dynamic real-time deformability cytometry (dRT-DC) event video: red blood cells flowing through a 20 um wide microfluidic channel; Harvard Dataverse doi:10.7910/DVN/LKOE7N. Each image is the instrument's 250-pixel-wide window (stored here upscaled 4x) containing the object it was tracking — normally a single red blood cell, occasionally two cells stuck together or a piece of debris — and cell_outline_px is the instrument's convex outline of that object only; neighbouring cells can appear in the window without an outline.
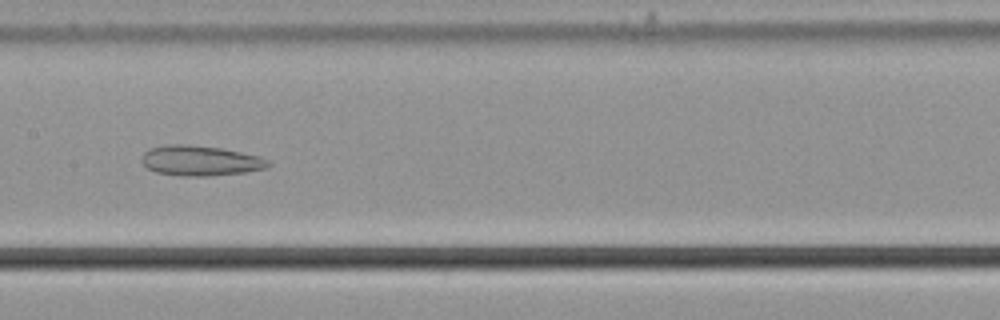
{"species": "common noctule bat (a hibernating species)", "species_latin": "Nyctalus noctula", "temperature_condition": "cold", "stored_images_in_passage": 57, "camera_frame_rate_fps": 3000, "um_per_image_px": 0.085, "animal": {"sex": "male", "body_mass_g": 21.5, "forearm_length_mm": 52.0}, "frame": {"image": 1, "passage_image": 29, "time_ms": 9.333, "image_size_px": [1000, 320], "cell_outline_px": [[272, 164], [268, 168], [244, 172], [208, 176], [180, 176], [156, 172], [148, 168], [140, 160], [144, 152], [148, 148], [164, 144], [188, 144], [220, 148], [260, 156], [268, 160]], "centroid_in_image_um": [17.01, 13.65], "position_along_channel_um": 190.4, "area_um2": 22.43}}
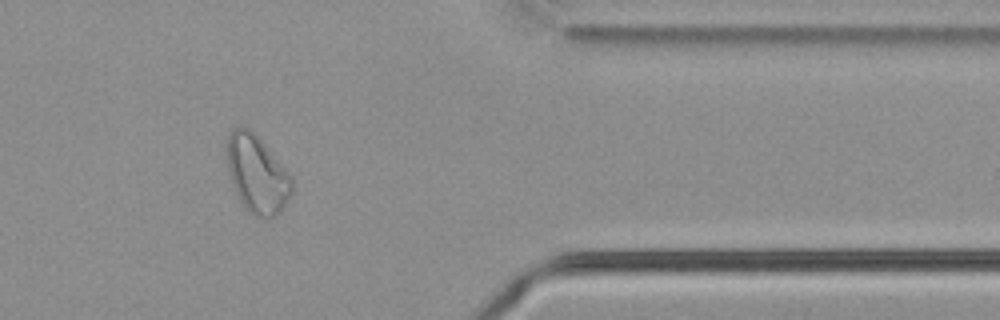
{"frame": {"image": 2, "passage_image": 47, "time_ms": 15.333, "image_size_px": [1000, 320], "cell_outline_px": [[292, 192], [288, 200], [280, 212], [276, 216], [268, 220], [256, 216], [248, 212], [244, 208], [232, 184], [228, 168], [228, 136], [232, 128], [240, 124], [248, 128], [268, 148], [292, 176]], "centroid_in_image_um": [21.86, 14.84], "position_along_channel_um": 389.5, "area_um2": 29.36}}
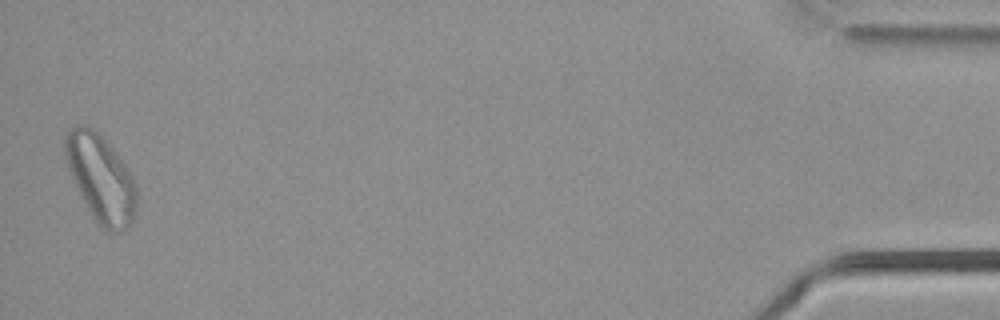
{"frame": {"image": 3, "passage_image": 56, "time_ms": 18.333, "image_size_px": [1000, 320], "cell_outline_px": [[136, 212], [128, 228], [120, 232], [108, 232], [100, 228], [92, 216], [68, 168], [64, 156], [64, 136], [76, 124], [88, 124], [96, 128], [100, 132], [132, 176], [136, 184]], "centroid_in_image_um": [8.56, 15.14], "position_along_channel_um": 426.6, "area_um2": 36.36}}